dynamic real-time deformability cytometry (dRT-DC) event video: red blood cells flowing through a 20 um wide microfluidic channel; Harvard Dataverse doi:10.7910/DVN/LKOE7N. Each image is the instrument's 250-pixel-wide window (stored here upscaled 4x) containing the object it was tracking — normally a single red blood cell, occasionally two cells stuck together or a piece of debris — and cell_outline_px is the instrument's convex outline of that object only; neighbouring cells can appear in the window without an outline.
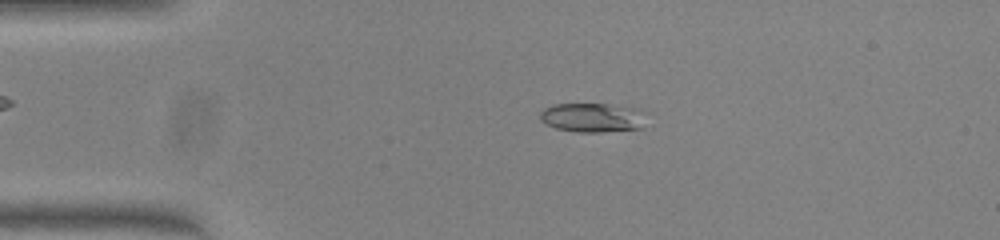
{"species": "common noctule bat (a hibernating species)", "species_latin": "Nyctalus noctula", "temperature_condition": "warm", "stored_images_in_passage": 50, "camera_frame_rate_fps": 3000, "um_per_image_px": 0.085, "animal": {"sex": "female", "body_mass_g": 23.0, "forearm_length_mm": 53.4}, "frame": {"image": 1, "passage_image": 10, "time_ms": 3.0, "image_size_px": [1000, 240], "cell_outline_px": [[644, 112], [640, 128], [600, 132], [576, 132], [556, 128], [544, 124], [540, 120], [540, 112], [544, 108], [552, 104], [608, 104], [636, 108]], "centroid_in_image_um": [50.28, 9.99], "position_along_channel_um": 34.7, "area_um2": 17.98}}
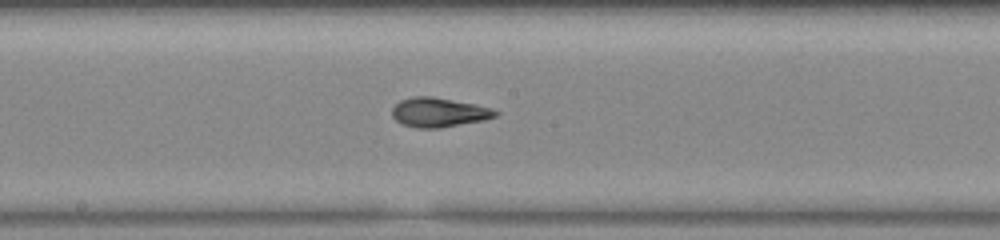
{"frame": {"image": 2, "passage_image": 26, "time_ms": 8.333, "image_size_px": [1000, 240], "cell_outline_px": [[500, 112], [496, 116], [484, 120], [440, 128], [416, 128], [400, 124], [392, 116], [392, 108], [400, 100], [412, 96], [432, 96], [476, 104], [492, 108]], "centroid_in_image_um": [37.29, 9.55], "position_along_channel_um": 210.9, "area_um2": 17.86}}
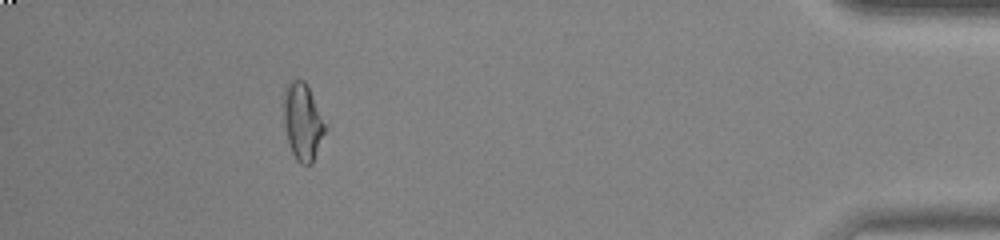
{"frame": {"image": 3, "passage_image": 45, "time_ms": 14.667, "image_size_px": [1000, 240], "cell_outline_px": [[328, 128], [312, 164], [300, 164], [296, 160], [288, 144], [284, 124], [284, 84], [292, 80], [304, 80], [328, 124]], "centroid_in_image_um": [25.75, 10.36], "position_along_channel_um": 409.4, "area_um2": 19.07}, "authors_computed_cell_mechanics": {"area_um2": 17.7157, "velocity_mm_per_s": 4.0621, "shape_relaxation_time_tau1_ms": 8.947, "shape_relaxation_time_tau2_ms": 2.189, "deformation_change_tau1": 0.3095, "deformation_change_tau2": 0.0729}}